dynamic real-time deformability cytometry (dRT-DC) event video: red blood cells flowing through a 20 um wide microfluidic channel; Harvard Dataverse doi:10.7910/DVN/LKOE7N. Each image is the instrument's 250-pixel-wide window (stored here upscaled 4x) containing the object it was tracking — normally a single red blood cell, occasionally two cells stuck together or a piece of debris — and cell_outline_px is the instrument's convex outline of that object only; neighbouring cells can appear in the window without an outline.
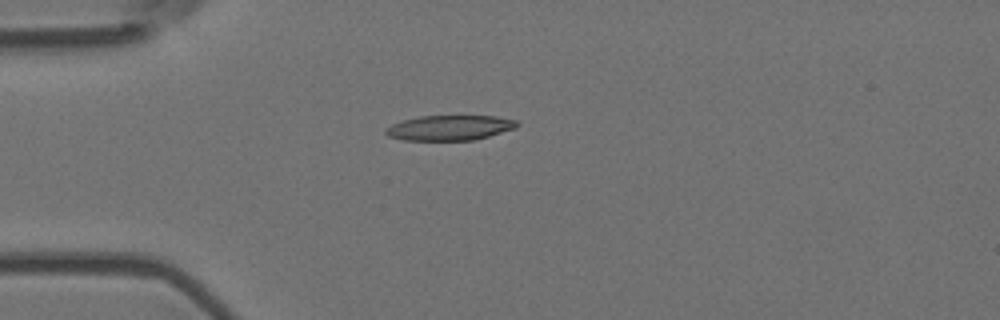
{"species": "Egyptian fruit bat (a non-hibernating species)", "species_latin": "Rousettus aegyptiacus", "temperature_condition": "room temperature", "stored_images_in_passage": 7, "camera_frame_rate_fps": 3000, "um_per_image_px": 0.085, "animal": {"sex": "female"}, "frame": {"image": 1, "passage_image": 4, "time_ms": 1.0, "image_size_px": [1000, 320], "cell_outline_px": [[520, 124], [516, 128], [488, 136], [472, 140], [404, 140], [388, 136], [384, 132], [384, 128], [392, 124], [404, 120], [420, 116], [496, 116], [516, 120]], "centroid_in_image_um": [38.22, 10.86], "position_along_channel_um": 46.8, "area_um2": 19.13}}
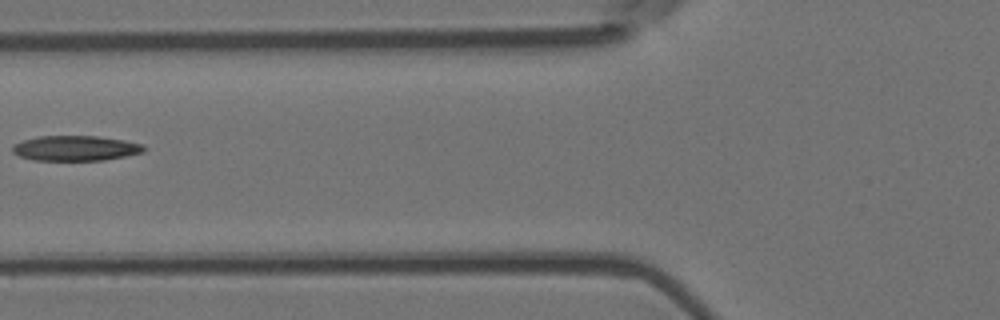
{"frame": {"image": 2, "passage_image": 6, "time_ms": 1.667, "image_size_px": [1000, 320], "cell_outline_px": [[148, 148], [144, 152], [104, 160], [32, 160], [20, 156], [12, 152], [12, 144], [24, 140], [40, 136], [96, 136], [124, 140], [144, 144]], "centroid_in_image_um": [6.44, 12.59], "position_along_channel_um": 119.4, "area_um2": 19.31}}
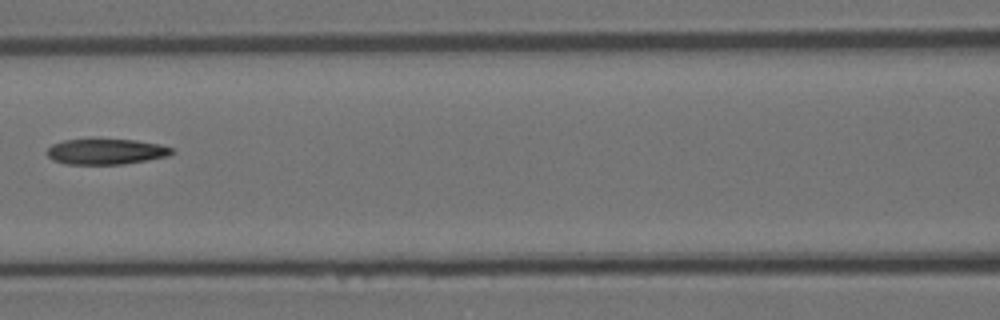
{"frame": {"image": 3, "passage_image": 7, "time_ms": 2.0, "image_size_px": [1000, 320], "cell_outline_px": [[176, 152], [168, 156], [124, 164], [64, 164], [52, 160], [48, 156], [48, 148], [52, 144], [64, 140], [96, 136], [136, 140], [160, 144], [172, 148]], "centroid_in_image_um": [9.0, 12.84], "position_along_channel_um": 157.6, "area_um2": 19.54}}